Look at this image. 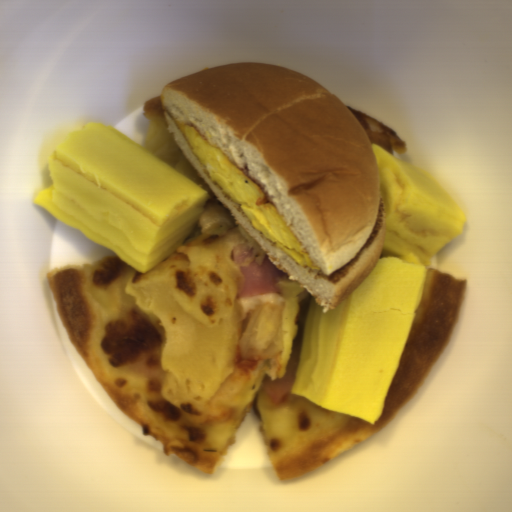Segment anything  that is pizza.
Here are the masks:
<instances>
[{
	"instance_id": "pizza-1",
	"label": "pizza",
	"mask_w": 512,
	"mask_h": 512,
	"mask_svg": "<svg viewBox=\"0 0 512 512\" xmlns=\"http://www.w3.org/2000/svg\"><path fill=\"white\" fill-rule=\"evenodd\" d=\"M139 146L206 191L203 208H220L233 226L225 235H208L201 234L196 221L188 239L145 272L115 253L48 272L46 282L72 346L118 411L139 425L142 434L155 437L166 455L209 473L217 471L240 424L254 412L282 481L303 477L382 432L444 353L460 317L467 280L427 268L383 411L373 424L293 394L274 404L263 380L295 378L313 297L288 274L274 294L239 297L242 281L233 249H251L258 266L266 253L214 194L168 127L148 117ZM161 278L169 281L182 309L207 324L235 307L247 313L264 301L280 305L283 350L266 360L239 362L212 396L195 397L172 374L162 372L159 331L129 292L131 284Z\"/></svg>"
},
{
	"instance_id": "pizza-2",
	"label": "pizza",
	"mask_w": 512,
	"mask_h": 512,
	"mask_svg": "<svg viewBox=\"0 0 512 512\" xmlns=\"http://www.w3.org/2000/svg\"><path fill=\"white\" fill-rule=\"evenodd\" d=\"M349 110L364 127L372 145L378 146L395 157L397 154H403L407 151L404 140L390 125L356 109Z\"/></svg>"
}]
</instances>
